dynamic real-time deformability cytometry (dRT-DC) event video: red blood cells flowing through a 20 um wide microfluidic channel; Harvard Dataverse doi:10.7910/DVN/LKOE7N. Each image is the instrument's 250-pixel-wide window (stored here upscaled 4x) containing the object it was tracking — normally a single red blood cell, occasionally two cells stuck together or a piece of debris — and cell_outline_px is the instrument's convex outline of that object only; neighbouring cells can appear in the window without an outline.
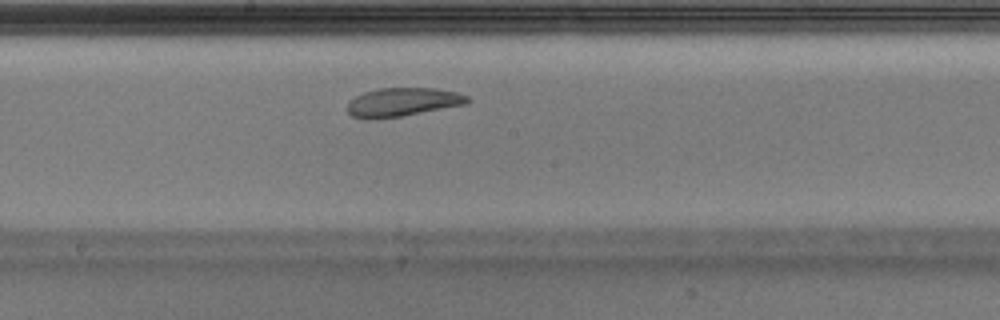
{"species": "Egyptian fruit bat (a non-hibernating species)", "species_latin": "Rousettus aegyptiacus", "temperature_condition": "warm", "stored_images_in_passage": 41, "camera_frame_rate_fps": 3000, "um_per_image_px": 0.085, "animal": {"sex": "male"}, "frame": {"image": 1, "passage_image": 18, "time_ms": 5.667, "image_size_px": [1000, 320], "cell_outline_px": [[468, 104], [400, 116], [372, 120], [364, 120], [352, 116], [348, 112], [348, 100], [364, 92], [380, 88], [436, 88], [456, 92], [468, 96]], "centroid_in_image_um": [34.18, 8.68], "position_along_channel_um": 214.0, "area_um2": 20.11}, "authors_computed_cell_mechanics": {"area_um2": 21.9062, "velocity_mm_per_s": 3.9019, "shape_relaxation_time_tau1_ms": null, "shape_relaxation_time_tau2_ms": 2.2058, "deformation_change_tau1": null, "deformation_change_tau2": 0.0806}}